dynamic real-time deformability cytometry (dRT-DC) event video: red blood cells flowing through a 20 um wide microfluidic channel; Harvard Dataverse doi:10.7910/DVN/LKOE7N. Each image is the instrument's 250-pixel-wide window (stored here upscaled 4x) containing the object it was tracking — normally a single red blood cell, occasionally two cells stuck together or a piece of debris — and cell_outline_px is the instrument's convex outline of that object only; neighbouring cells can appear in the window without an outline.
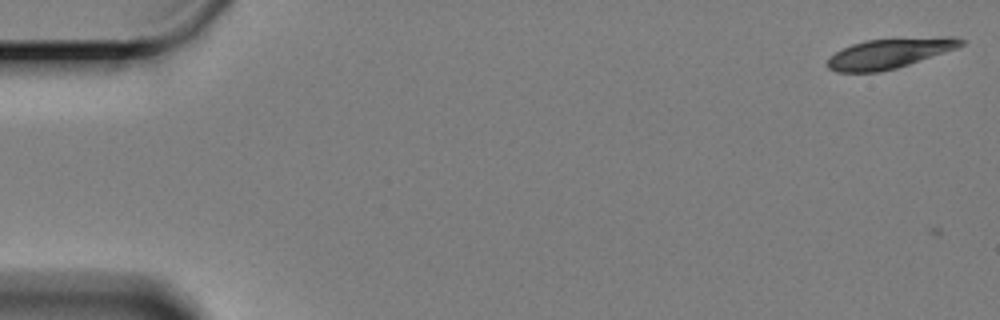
{"species": "Egyptian fruit bat (a non-hibernating species)", "species_latin": "Rousettus aegyptiacus", "temperature_condition": "cold", "stored_images_in_passage": 4, "camera_frame_rate_fps": 3000, "um_per_image_px": 0.085, "animal": {"sex": "female"}, "frame": {"image": 1, "passage_image": 2, "time_ms": 0.333, "image_size_px": [1000, 320], "cell_outline_px": [[968, 40], [964, 44], [956, 48], [896, 68], [880, 72], [840, 72], [828, 68], [828, 60], [836, 52], [852, 44], [864, 40], [940, 36], [956, 36]], "centroid_in_image_um": [75.67, 4.51], "position_along_channel_um": 9.3, "area_um2": 23.24}}